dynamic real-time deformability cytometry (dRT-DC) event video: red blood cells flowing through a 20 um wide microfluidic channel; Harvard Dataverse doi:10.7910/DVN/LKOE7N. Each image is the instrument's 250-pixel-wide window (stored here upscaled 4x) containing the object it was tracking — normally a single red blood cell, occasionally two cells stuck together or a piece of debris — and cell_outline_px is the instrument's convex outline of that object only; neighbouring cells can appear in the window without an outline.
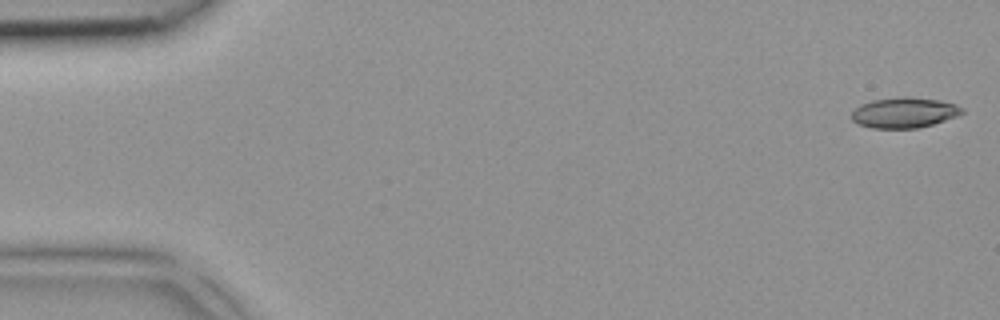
{"species": "common noctule bat (a hibernating species)", "species_latin": "Nyctalus noctula", "temperature_condition": "room temperature", "stored_images_in_passage": 6, "camera_frame_rate_fps": 3000, "um_per_image_px": 0.085, "animal": {"sex": "female", "body_mass_g": 18.4}, "frame": {"image": 1, "passage_image": 1, "time_ms": 0.0, "image_size_px": [1000, 320], "cell_outline_px": [[964, 112], [956, 116], [920, 128], [872, 128], [860, 124], [852, 120], [852, 112], [860, 104], [872, 100], [900, 96], [904, 96], [940, 100], [956, 104], [964, 108]], "centroid_in_image_um": [76.87, 9.56], "position_along_channel_um": 8.1, "area_um2": 19.59}}
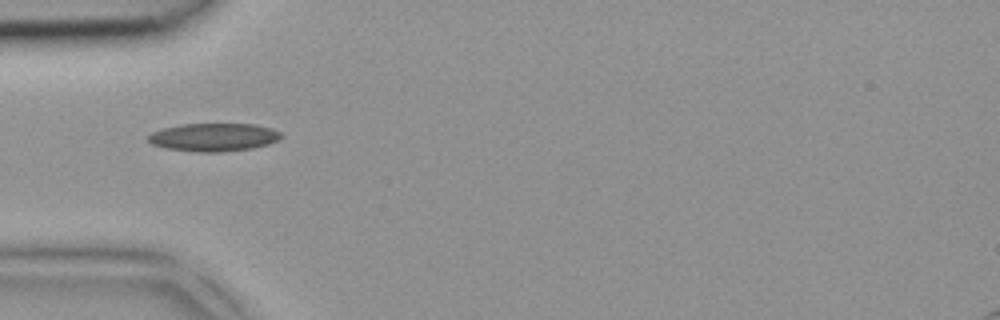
{"frame": {"image": 2, "passage_image": 4, "time_ms": 1.0, "image_size_px": [1000, 320], "cell_outline_px": [[284, 136], [268, 144], [252, 148], [220, 152], [200, 152], [164, 148], [152, 144], [148, 140], [148, 136], [152, 132], [160, 128], [184, 124], [256, 124], [272, 128], [280, 132]], "centroid_in_image_um": [18.16, 11.66], "position_along_channel_um": 66.8, "area_um2": 21.79}}
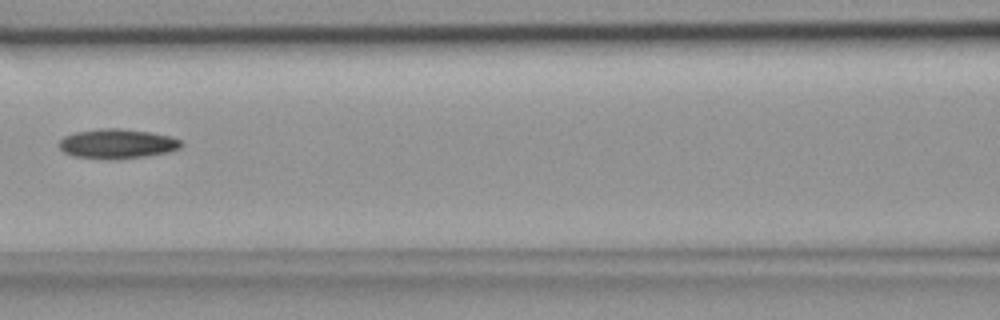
{"frame": {"image": 3, "passage_image": 6, "time_ms": 1.667, "image_size_px": [1000, 320], "cell_outline_px": [[184, 144], [180, 148], [168, 152], [144, 156], [72, 156], [64, 152], [60, 148], [60, 140], [64, 136], [76, 132], [100, 128], [120, 128], [148, 132], [168, 136], [180, 140]], "centroid_in_image_um": [9.98, 12.16], "position_along_channel_um": 156.6, "area_um2": 19.94}}